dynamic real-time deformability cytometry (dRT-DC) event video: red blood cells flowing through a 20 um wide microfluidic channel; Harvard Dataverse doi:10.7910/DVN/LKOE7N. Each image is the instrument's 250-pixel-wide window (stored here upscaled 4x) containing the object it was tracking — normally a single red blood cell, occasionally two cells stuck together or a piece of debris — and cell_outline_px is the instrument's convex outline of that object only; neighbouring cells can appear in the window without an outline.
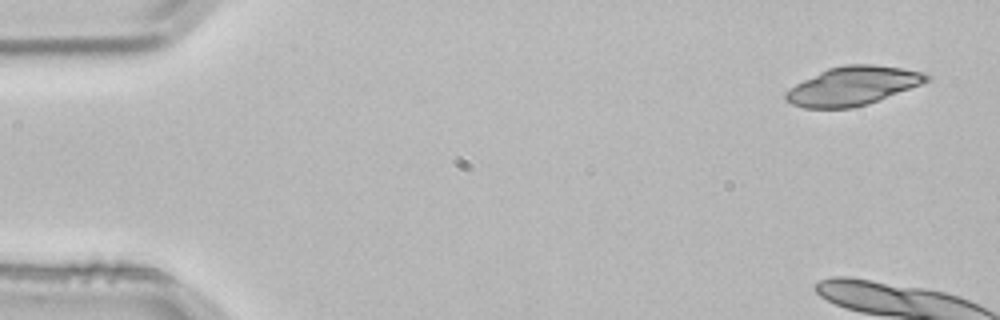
{"species": "common noctule bat (a hibernating species)", "species_latin": "Nyctalus noctula", "temperature_condition": "room temperature", "stored_images_in_passage": 4, "camera_frame_rate_fps": 3000, "um_per_image_px": 0.085, "animal": {"sex": "male", "body_mass_g": 21.5, "forearm_length_mm": 52.0}, "frame": {"image": 1, "passage_image": 1, "time_ms": 0.0, "image_size_px": [1000, 320], "cell_outline_px": [[932, 76], [928, 80], [920, 84], [868, 104], [852, 108], [804, 108], [792, 104], [784, 100], [784, 92], [788, 88], [828, 68], [844, 64], [872, 64], [900, 68], [924, 72]], "centroid_in_image_um": [72.45, 7.3], "position_along_channel_um": 12.6, "area_um2": 31.62}}